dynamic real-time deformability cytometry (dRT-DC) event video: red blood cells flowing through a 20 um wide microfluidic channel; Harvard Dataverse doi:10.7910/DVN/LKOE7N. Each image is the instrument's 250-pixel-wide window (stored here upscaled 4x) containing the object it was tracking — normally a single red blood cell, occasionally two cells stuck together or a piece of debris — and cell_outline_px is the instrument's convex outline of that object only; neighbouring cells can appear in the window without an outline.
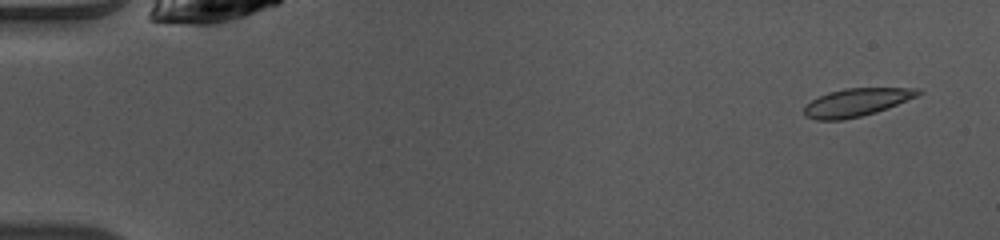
{"species": "common noctule bat (a hibernating species)", "species_latin": "Nyctalus noctula", "temperature_condition": "warm", "stored_images_in_passage": 13, "camera_frame_rate_fps": 3000, "um_per_image_px": 0.085, "animal": {"sex": "female", "body_mass_g": 10.0, "forearm_length_mm": 53.1}, "frame": {"image": 1, "passage_image": 3, "time_ms": 0.667, "image_size_px": [1000, 240], "cell_outline_px": [[924, 92], [916, 96], [888, 108], [876, 112], [844, 120], [816, 120], [804, 116], [804, 108], [812, 100], [828, 92], [844, 88], [920, 88]], "centroid_in_image_um": [72.81, 8.7], "position_along_channel_um": 12.2, "area_um2": 18.5}}